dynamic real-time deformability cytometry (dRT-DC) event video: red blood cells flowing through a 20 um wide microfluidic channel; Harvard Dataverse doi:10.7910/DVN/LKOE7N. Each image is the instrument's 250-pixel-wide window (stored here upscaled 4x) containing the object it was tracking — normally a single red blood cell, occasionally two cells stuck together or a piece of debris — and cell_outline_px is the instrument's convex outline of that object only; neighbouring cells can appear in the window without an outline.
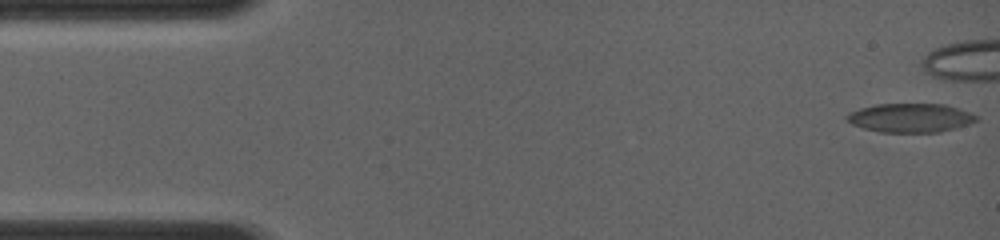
{"species": "common noctule bat (a hibernating species)", "species_latin": "Nyctalus noctula", "temperature_condition": "room temperature", "stored_images_in_passage": 6, "camera_frame_rate_fps": 4000, "um_per_image_px": 0.085, "animal": {"sex": "female", "body_mass_g": 19.0, "forearm_length_mm": 56.7}, "frame": {"image": 1, "passage_image": 1, "time_ms": 0.0, "image_size_px": [1000, 240], "cell_outline_px": [[976, 120], [968, 124], [940, 132], [880, 132], [864, 128], [852, 124], [844, 116], [848, 112], [860, 108], [876, 104], [944, 104], [968, 112], [976, 116]], "centroid_in_image_um": [77.32, 10.01], "position_along_channel_um": 7.7, "area_um2": 21.56}}